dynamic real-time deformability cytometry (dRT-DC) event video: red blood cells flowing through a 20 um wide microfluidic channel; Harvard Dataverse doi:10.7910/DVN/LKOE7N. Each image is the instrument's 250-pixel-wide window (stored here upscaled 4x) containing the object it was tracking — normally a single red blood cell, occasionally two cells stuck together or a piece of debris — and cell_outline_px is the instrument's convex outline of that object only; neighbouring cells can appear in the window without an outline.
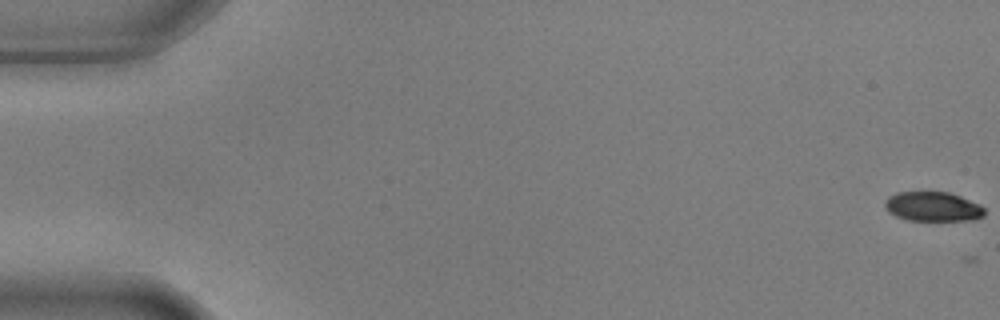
{"species": "common noctule bat (a hibernating species)", "species_latin": "Nyctalus noctula", "temperature_condition": "warm", "stored_images_in_passage": 6, "camera_frame_rate_fps": 3000, "um_per_image_px": 0.085, "animal": {"sex": "male", "body_mass_g": 17.9, "forearm_length_mm": 54.2}, "frame": {"image": 1, "passage_image": 1, "time_ms": 0.0, "image_size_px": [1000, 320], "cell_outline_px": [[984, 216], [976, 220], [908, 220], [896, 216], [888, 212], [884, 208], [884, 200], [888, 196], [896, 192], [948, 192], [960, 196], [980, 204], [984, 208]], "centroid_in_image_um": [79.27, 17.56], "position_along_channel_um": 5.7, "area_um2": 17.28}}